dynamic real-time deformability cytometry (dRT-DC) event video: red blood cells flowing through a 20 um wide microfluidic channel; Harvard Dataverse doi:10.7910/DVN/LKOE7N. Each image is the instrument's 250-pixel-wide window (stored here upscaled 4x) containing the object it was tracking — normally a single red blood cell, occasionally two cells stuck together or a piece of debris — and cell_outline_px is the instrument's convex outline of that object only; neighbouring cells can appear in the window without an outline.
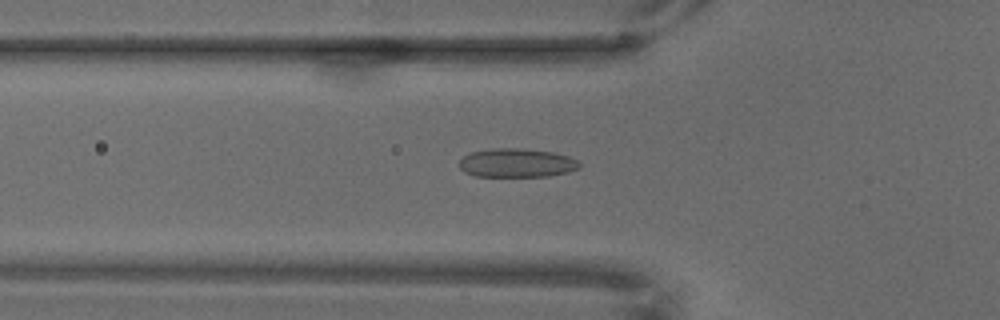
{"species": "common noctule bat (a hibernating species)", "species_latin": "Nyctalus noctula", "temperature_condition": "warm", "stored_images_in_passage": 68, "camera_frame_rate_fps": 3000, "um_per_image_px": 0.085, "animal": {"sex": "male", "body_mass_g": 18.8}, "frame": {"image": 1, "passage_image": 24, "time_ms": 7.667, "image_size_px": [1000, 320], "cell_outline_px": [[580, 168], [568, 172], [548, 176], [476, 176], [464, 172], [460, 168], [460, 160], [464, 156], [472, 152], [492, 148], [520, 148], [552, 152], [568, 156], [580, 160]], "centroid_in_image_um": [43.95, 13.84], "position_along_channel_um": 81.9, "area_um2": 20.17}}
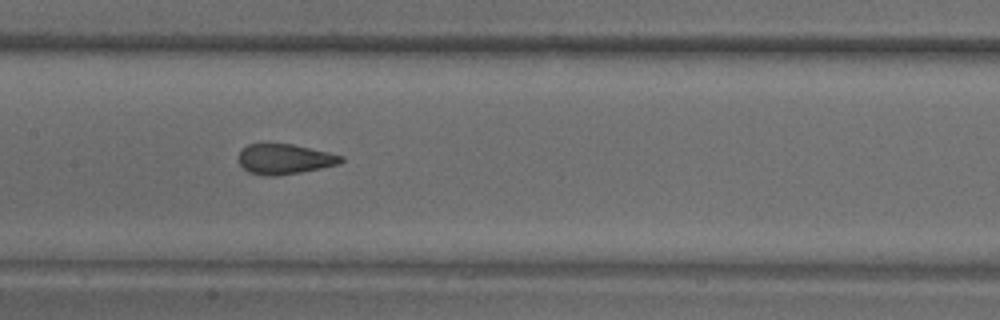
{"frame": {"image": 2, "passage_image": 34, "time_ms": 11.0, "image_size_px": [1000, 320], "cell_outline_px": [[344, 160], [340, 164], [300, 172], [276, 176], [264, 176], [248, 172], [236, 160], [236, 156], [248, 144], [292, 144], [328, 152], [344, 156]], "centroid_in_image_um": [24.17, 13.53], "position_along_channel_um": 183.2, "area_um2": 18.09}}
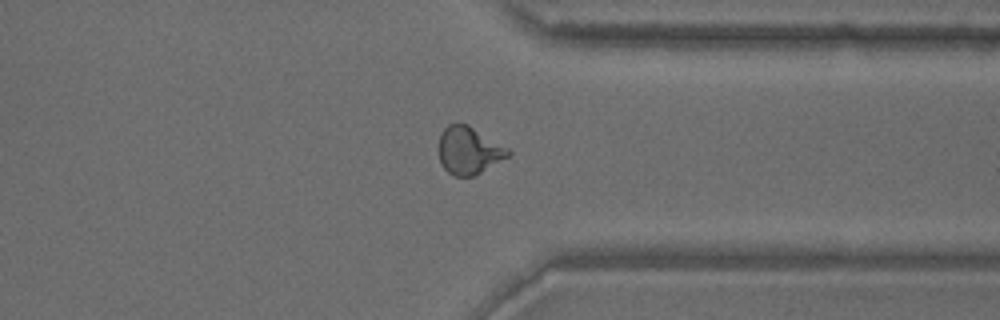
{"frame": {"image": 3, "passage_image": 53, "time_ms": 17.333, "image_size_px": [1000, 320], "cell_outline_px": [[512, 152], [508, 156], [480, 172], [472, 176], [452, 176], [444, 168], [440, 160], [440, 132], [448, 124], [456, 120], [468, 124], [508, 148]], "centroid_in_image_um": [39.83, 12.74], "position_along_channel_um": 371.6, "area_um2": 19.13}}